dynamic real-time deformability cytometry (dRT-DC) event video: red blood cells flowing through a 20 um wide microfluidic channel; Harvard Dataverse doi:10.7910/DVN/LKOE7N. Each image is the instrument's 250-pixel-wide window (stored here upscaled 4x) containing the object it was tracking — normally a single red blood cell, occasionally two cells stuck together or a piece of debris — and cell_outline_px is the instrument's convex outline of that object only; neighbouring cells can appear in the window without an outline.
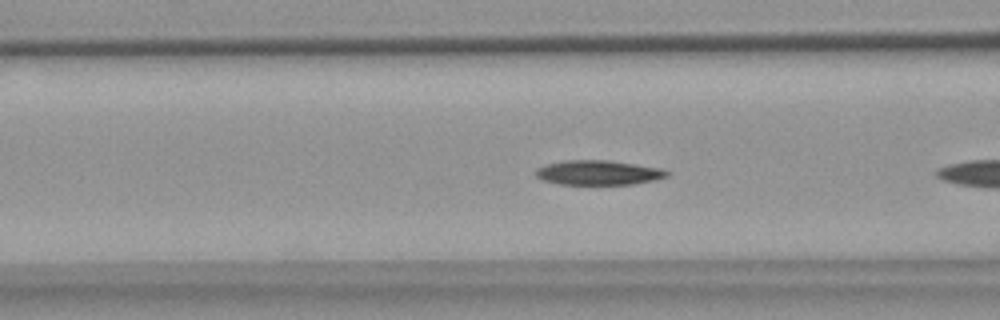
{"species": "common noctule bat (a hibernating species)", "species_latin": "Nyctalus noctula", "temperature_condition": "warm", "stored_images_in_passage": 7, "camera_frame_rate_fps": 3000, "um_per_image_px": 0.085, "animal": {"sex": "female", "body_mass_g": 18.4}, "frame": {"image": 1, "passage_image": 6, "time_ms": 1.667, "image_size_px": [1000, 320], "cell_outline_px": [[672, 172], [668, 176], [656, 180], [632, 184], [560, 184], [540, 180], [532, 172], [536, 168], [544, 164], [564, 160], [608, 160], [636, 164], [660, 168]], "centroid_in_image_um": [50.82, 14.67], "position_along_channel_um": 115.8, "area_um2": 19.13}}